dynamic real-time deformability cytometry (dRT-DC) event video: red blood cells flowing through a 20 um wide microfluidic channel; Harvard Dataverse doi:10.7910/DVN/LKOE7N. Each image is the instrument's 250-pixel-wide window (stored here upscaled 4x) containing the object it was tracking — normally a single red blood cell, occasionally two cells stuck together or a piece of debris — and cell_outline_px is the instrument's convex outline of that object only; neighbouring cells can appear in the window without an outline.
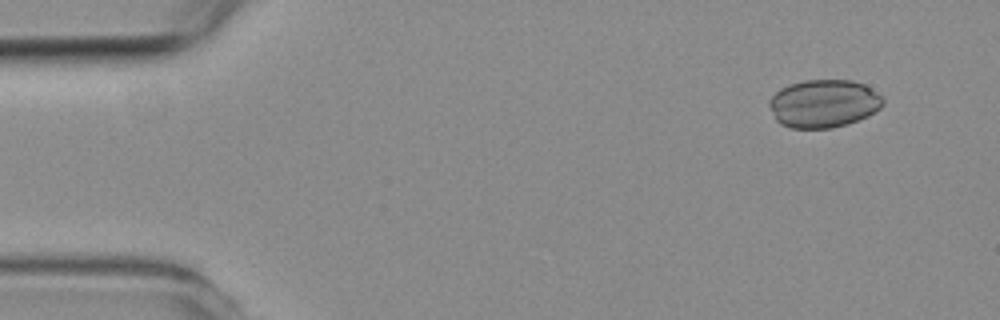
{"species": "common noctule bat (a hibernating species)", "species_latin": "Nyctalus noctula", "temperature_condition": "room temperature", "stored_images_in_passage": 4, "camera_frame_rate_fps": 3000, "um_per_image_px": 0.085, "animal": {"sex": "female", "body_mass_g": 19.3, "forearm_length_mm": 54.1}, "frame": {"image": 1, "passage_image": 1, "time_ms": 0.0, "image_size_px": [1000, 320], "cell_outline_px": [[884, 104], [880, 108], [868, 116], [848, 124], [832, 128], [792, 128], [780, 124], [776, 120], [768, 104], [768, 100], [780, 88], [804, 80], [852, 80], [864, 84], [876, 92], [884, 100]], "centroid_in_image_um": [70.01, 8.81], "position_along_channel_um": 15.0, "area_um2": 31.85}}